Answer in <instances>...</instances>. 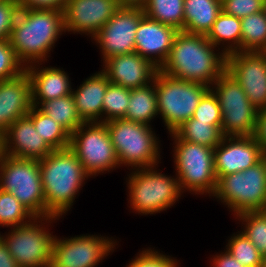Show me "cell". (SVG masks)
I'll use <instances>...</instances> for the list:
<instances>
[{
  "instance_id": "74e56055",
  "label": "cell",
  "mask_w": 266,
  "mask_h": 267,
  "mask_svg": "<svg viewBox=\"0 0 266 267\" xmlns=\"http://www.w3.org/2000/svg\"><path fill=\"white\" fill-rule=\"evenodd\" d=\"M128 267H177V261L149 248L139 253Z\"/></svg>"
},
{
  "instance_id": "603a6c76",
  "label": "cell",
  "mask_w": 266,
  "mask_h": 267,
  "mask_svg": "<svg viewBox=\"0 0 266 267\" xmlns=\"http://www.w3.org/2000/svg\"><path fill=\"white\" fill-rule=\"evenodd\" d=\"M109 83L108 77L101 70L72 91L77 112L84 122H98L99 119L101 122L103 98Z\"/></svg>"
},
{
  "instance_id": "d6a6232c",
  "label": "cell",
  "mask_w": 266,
  "mask_h": 267,
  "mask_svg": "<svg viewBox=\"0 0 266 267\" xmlns=\"http://www.w3.org/2000/svg\"><path fill=\"white\" fill-rule=\"evenodd\" d=\"M34 216L11 193L0 189V225L17 227L28 223ZM28 219V220H26Z\"/></svg>"
},
{
  "instance_id": "6da1fadb",
  "label": "cell",
  "mask_w": 266,
  "mask_h": 267,
  "mask_svg": "<svg viewBox=\"0 0 266 267\" xmlns=\"http://www.w3.org/2000/svg\"><path fill=\"white\" fill-rule=\"evenodd\" d=\"M215 48L204 34L178 31L159 71L175 79L202 83L211 88L226 71L227 55L216 53Z\"/></svg>"
},
{
  "instance_id": "4dcf8cb0",
  "label": "cell",
  "mask_w": 266,
  "mask_h": 267,
  "mask_svg": "<svg viewBox=\"0 0 266 267\" xmlns=\"http://www.w3.org/2000/svg\"><path fill=\"white\" fill-rule=\"evenodd\" d=\"M241 51L266 52V15L264 11L241 18Z\"/></svg>"
},
{
  "instance_id": "484cf974",
  "label": "cell",
  "mask_w": 266,
  "mask_h": 267,
  "mask_svg": "<svg viewBox=\"0 0 266 267\" xmlns=\"http://www.w3.org/2000/svg\"><path fill=\"white\" fill-rule=\"evenodd\" d=\"M241 34V19L221 11L206 37L215 47L226 42L222 52L228 55L241 51Z\"/></svg>"
},
{
  "instance_id": "bcb514c9",
  "label": "cell",
  "mask_w": 266,
  "mask_h": 267,
  "mask_svg": "<svg viewBox=\"0 0 266 267\" xmlns=\"http://www.w3.org/2000/svg\"><path fill=\"white\" fill-rule=\"evenodd\" d=\"M4 140H3V133L0 132V162L4 156Z\"/></svg>"
},
{
  "instance_id": "5bb4252c",
  "label": "cell",
  "mask_w": 266,
  "mask_h": 267,
  "mask_svg": "<svg viewBox=\"0 0 266 267\" xmlns=\"http://www.w3.org/2000/svg\"><path fill=\"white\" fill-rule=\"evenodd\" d=\"M226 72L257 109L266 108V52L238 51L226 56Z\"/></svg>"
},
{
  "instance_id": "681fc988",
  "label": "cell",
  "mask_w": 266,
  "mask_h": 267,
  "mask_svg": "<svg viewBox=\"0 0 266 267\" xmlns=\"http://www.w3.org/2000/svg\"><path fill=\"white\" fill-rule=\"evenodd\" d=\"M262 212L266 215V207H265V209Z\"/></svg>"
},
{
  "instance_id": "7bdbcfd3",
  "label": "cell",
  "mask_w": 266,
  "mask_h": 267,
  "mask_svg": "<svg viewBox=\"0 0 266 267\" xmlns=\"http://www.w3.org/2000/svg\"><path fill=\"white\" fill-rule=\"evenodd\" d=\"M212 262L213 267H244L227 250L223 254L214 256Z\"/></svg>"
},
{
  "instance_id": "60d3db41",
  "label": "cell",
  "mask_w": 266,
  "mask_h": 267,
  "mask_svg": "<svg viewBox=\"0 0 266 267\" xmlns=\"http://www.w3.org/2000/svg\"><path fill=\"white\" fill-rule=\"evenodd\" d=\"M19 8L57 9L63 11L68 0H16Z\"/></svg>"
},
{
  "instance_id": "ffe728a7",
  "label": "cell",
  "mask_w": 266,
  "mask_h": 267,
  "mask_svg": "<svg viewBox=\"0 0 266 267\" xmlns=\"http://www.w3.org/2000/svg\"><path fill=\"white\" fill-rule=\"evenodd\" d=\"M4 154L12 157L42 160L53 149L36 131L33 121L24 116L17 119L3 133Z\"/></svg>"
},
{
  "instance_id": "8fae6325",
  "label": "cell",
  "mask_w": 266,
  "mask_h": 267,
  "mask_svg": "<svg viewBox=\"0 0 266 267\" xmlns=\"http://www.w3.org/2000/svg\"><path fill=\"white\" fill-rule=\"evenodd\" d=\"M53 219L57 217H34L29 223L11 228L5 238L0 235L19 267H50L55 236L46 231L42 221L49 223Z\"/></svg>"
},
{
  "instance_id": "3957f363",
  "label": "cell",
  "mask_w": 266,
  "mask_h": 267,
  "mask_svg": "<svg viewBox=\"0 0 266 267\" xmlns=\"http://www.w3.org/2000/svg\"><path fill=\"white\" fill-rule=\"evenodd\" d=\"M39 165L46 216L59 218L71 209L76 194L89 175L69 147L53 150L44 159L39 160Z\"/></svg>"
},
{
  "instance_id": "4fadbf2b",
  "label": "cell",
  "mask_w": 266,
  "mask_h": 267,
  "mask_svg": "<svg viewBox=\"0 0 266 267\" xmlns=\"http://www.w3.org/2000/svg\"><path fill=\"white\" fill-rule=\"evenodd\" d=\"M64 239L54 238L50 267H95L112 252L116 243L97 235Z\"/></svg>"
},
{
  "instance_id": "f6af8a7d",
  "label": "cell",
  "mask_w": 266,
  "mask_h": 267,
  "mask_svg": "<svg viewBox=\"0 0 266 267\" xmlns=\"http://www.w3.org/2000/svg\"><path fill=\"white\" fill-rule=\"evenodd\" d=\"M148 0H117L120 7H141L143 8Z\"/></svg>"
},
{
  "instance_id": "44dd1931",
  "label": "cell",
  "mask_w": 266,
  "mask_h": 267,
  "mask_svg": "<svg viewBox=\"0 0 266 267\" xmlns=\"http://www.w3.org/2000/svg\"><path fill=\"white\" fill-rule=\"evenodd\" d=\"M31 108V84L26 70L12 79L0 82L1 133L17 119L27 116Z\"/></svg>"
},
{
  "instance_id": "2e32d148",
  "label": "cell",
  "mask_w": 266,
  "mask_h": 267,
  "mask_svg": "<svg viewBox=\"0 0 266 267\" xmlns=\"http://www.w3.org/2000/svg\"><path fill=\"white\" fill-rule=\"evenodd\" d=\"M266 153L253 136H224L214 148L217 180L221 176L242 172L260 162Z\"/></svg>"
},
{
  "instance_id": "cb8c5ba5",
  "label": "cell",
  "mask_w": 266,
  "mask_h": 267,
  "mask_svg": "<svg viewBox=\"0 0 266 267\" xmlns=\"http://www.w3.org/2000/svg\"><path fill=\"white\" fill-rule=\"evenodd\" d=\"M221 11V0H184L183 31L207 35Z\"/></svg>"
},
{
  "instance_id": "4316f807",
  "label": "cell",
  "mask_w": 266,
  "mask_h": 267,
  "mask_svg": "<svg viewBox=\"0 0 266 267\" xmlns=\"http://www.w3.org/2000/svg\"><path fill=\"white\" fill-rule=\"evenodd\" d=\"M27 116L33 121L36 131L53 150L70 146L71 134L38 107L32 106Z\"/></svg>"
},
{
  "instance_id": "e0dca14e",
  "label": "cell",
  "mask_w": 266,
  "mask_h": 267,
  "mask_svg": "<svg viewBox=\"0 0 266 267\" xmlns=\"http://www.w3.org/2000/svg\"><path fill=\"white\" fill-rule=\"evenodd\" d=\"M120 8L117 0H68L63 10L65 32L93 38Z\"/></svg>"
},
{
  "instance_id": "f35d334b",
  "label": "cell",
  "mask_w": 266,
  "mask_h": 267,
  "mask_svg": "<svg viewBox=\"0 0 266 267\" xmlns=\"http://www.w3.org/2000/svg\"><path fill=\"white\" fill-rule=\"evenodd\" d=\"M264 0H223L222 11L237 18H243L262 11Z\"/></svg>"
},
{
  "instance_id": "9a60e30c",
  "label": "cell",
  "mask_w": 266,
  "mask_h": 267,
  "mask_svg": "<svg viewBox=\"0 0 266 267\" xmlns=\"http://www.w3.org/2000/svg\"><path fill=\"white\" fill-rule=\"evenodd\" d=\"M145 16L141 7H120L93 37L103 55V62L113 56L135 52L136 30Z\"/></svg>"
},
{
  "instance_id": "9c48e42d",
  "label": "cell",
  "mask_w": 266,
  "mask_h": 267,
  "mask_svg": "<svg viewBox=\"0 0 266 267\" xmlns=\"http://www.w3.org/2000/svg\"><path fill=\"white\" fill-rule=\"evenodd\" d=\"M153 167L136 168L128 178L131 208L144 215L160 213L181 196L179 180L158 173Z\"/></svg>"
},
{
  "instance_id": "836d02e7",
  "label": "cell",
  "mask_w": 266,
  "mask_h": 267,
  "mask_svg": "<svg viewBox=\"0 0 266 267\" xmlns=\"http://www.w3.org/2000/svg\"><path fill=\"white\" fill-rule=\"evenodd\" d=\"M245 223L242 233L254 244L259 253L266 258V215L262 211L243 212L236 215Z\"/></svg>"
},
{
  "instance_id": "e575fe53",
  "label": "cell",
  "mask_w": 266,
  "mask_h": 267,
  "mask_svg": "<svg viewBox=\"0 0 266 267\" xmlns=\"http://www.w3.org/2000/svg\"><path fill=\"white\" fill-rule=\"evenodd\" d=\"M227 251L244 267H261L264 257L252 242L241 232L228 241Z\"/></svg>"
},
{
  "instance_id": "52a82bcc",
  "label": "cell",
  "mask_w": 266,
  "mask_h": 267,
  "mask_svg": "<svg viewBox=\"0 0 266 267\" xmlns=\"http://www.w3.org/2000/svg\"><path fill=\"white\" fill-rule=\"evenodd\" d=\"M0 189L14 195L34 217L46 216L38 160L4 155L0 162Z\"/></svg>"
},
{
  "instance_id": "30bf717a",
  "label": "cell",
  "mask_w": 266,
  "mask_h": 267,
  "mask_svg": "<svg viewBox=\"0 0 266 267\" xmlns=\"http://www.w3.org/2000/svg\"><path fill=\"white\" fill-rule=\"evenodd\" d=\"M210 88L216 95L222 113L224 136H253L258 111L248 100L241 85L226 71Z\"/></svg>"
},
{
  "instance_id": "b9f144b4",
  "label": "cell",
  "mask_w": 266,
  "mask_h": 267,
  "mask_svg": "<svg viewBox=\"0 0 266 267\" xmlns=\"http://www.w3.org/2000/svg\"><path fill=\"white\" fill-rule=\"evenodd\" d=\"M253 137L266 153V108L258 111Z\"/></svg>"
},
{
  "instance_id": "8d00e7d4",
  "label": "cell",
  "mask_w": 266,
  "mask_h": 267,
  "mask_svg": "<svg viewBox=\"0 0 266 267\" xmlns=\"http://www.w3.org/2000/svg\"><path fill=\"white\" fill-rule=\"evenodd\" d=\"M193 118L198 121L208 122L213 126H221V109L218 99L211 89H209L201 98L194 111Z\"/></svg>"
},
{
  "instance_id": "8992f818",
  "label": "cell",
  "mask_w": 266,
  "mask_h": 267,
  "mask_svg": "<svg viewBox=\"0 0 266 267\" xmlns=\"http://www.w3.org/2000/svg\"><path fill=\"white\" fill-rule=\"evenodd\" d=\"M157 110L169 133L193 117L203 95L210 89L202 83L179 80L161 71L155 74Z\"/></svg>"
},
{
  "instance_id": "ba28073f",
  "label": "cell",
  "mask_w": 266,
  "mask_h": 267,
  "mask_svg": "<svg viewBox=\"0 0 266 267\" xmlns=\"http://www.w3.org/2000/svg\"><path fill=\"white\" fill-rule=\"evenodd\" d=\"M174 163L181 191L213 196L217 187L214 168V149L181 140L174 132ZM211 194V195H210Z\"/></svg>"
},
{
  "instance_id": "ac0fdd59",
  "label": "cell",
  "mask_w": 266,
  "mask_h": 267,
  "mask_svg": "<svg viewBox=\"0 0 266 267\" xmlns=\"http://www.w3.org/2000/svg\"><path fill=\"white\" fill-rule=\"evenodd\" d=\"M103 63L102 71L108 77L109 82L127 89L147 86L153 82L159 70L136 52L116 55L106 59Z\"/></svg>"
},
{
  "instance_id": "7a4b0ae2",
  "label": "cell",
  "mask_w": 266,
  "mask_h": 267,
  "mask_svg": "<svg viewBox=\"0 0 266 267\" xmlns=\"http://www.w3.org/2000/svg\"><path fill=\"white\" fill-rule=\"evenodd\" d=\"M63 31V11L20 8L9 41L18 60L27 67L28 64L47 60V55Z\"/></svg>"
},
{
  "instance_id": "7402d4cb",
  "label": "cell",
  "mask_w": 266,
  "mask_h": 267,
  "mask_svg": "<svg viewBox=\"0 0 266 267\" xmlns=\"http://www.w3.org/2000/svg\"><path fill=\"white\" fill-rule=\"evenodd\" d=\"M35 66L31 64L25 67L31 84L32 106L39 107L44 101L72 94L69 76L64 71L56 67L38 70Z\"/></svg>"
},
{
  "instance_id": "d590c367",
  "label": "cell",
  "mask_w": 266,
  "mask_h": 267,
  "mask_svg": "<svg viewBox=\"0 0 266 267\" xmlns=\"http://www.w3.org/2000/svg\"><path fill=\"white\" fill-rule=\"evenodd\" d=\"M25 71V66L16 57L9 39H0V82L12 79Z\"/></svg>"
},
{
  "instance_id": "ee69618b",
  "label": "cell",
  "mask_w": 266,
  "mask_h": 267,
  "mask_svg": "<svg viewBox=\"0 0 266 267\" xmlns=\"http://www.w3.org/2000/svg\"><path fill=\"white\" fill-rule=\"evenodd\" d=\"M0 267H19L17 262L11 256L6 244L0 238Z\"/></svg>"
},
{
  "instance_id": "f546056e",
  "label": "cell",
  "mask_w": 266,
  "mask_h": 267,
  "mask_svg": "<svg viewBox=\"0 0 266 267\" xmlns=\"http://www.w3.org/2000/svg\"><path fill=\"white\" fill-rule=\"evenodd\" d=\"M143 10L149 19L178 31L184 29V0H148Z\"/></svg>"
},
{
  "instance_id": "d6986e66",
  "label": "cell",
  "mask_w": 266,
  "mask_h": 267,
  "mask_svg": "<svg viewBox=\"0 0 266 267\" xmlns=\"http://www.w3.org/2000/svg\"><path fill=\"white\" fill-rule=\"evenodd\" d=\"M177 33V29L144 16L136 30L135 52L160 69L169 56Z\"/></svg>"
},
{
  "instance_id": "5b68a950",
  "label": "cell",
  "mask_w": 266,
  "mask_h": 267,
  "mask_svg": "<svg viewBox=\"0 0 266 267\" xmlns=\"http://www.w3.org/2000/svg\"><path fill=\"white\" fill-rule=\"evenodd\" d=\"M236 215L266 207V156L248 169L217 180L214 195Z\"/></svg>"
},
{
  "instance_id": "c3c4849f",
  "label": "cell",
  "mask_w": 266,
  "mask_h": 267,
  "mask_svg": "<svg viewBox=\"0 0 266 267\" xmlns=\"http://www.w3.org/2000/svg\"><path fill=\"white\" fill-rule=\"evenodd\" d=\"M261 267H266V258H264V260H263V264H262Z\"/></svg>"
},
{
  "instance_id": "7dc6e473",
  "label": "cell",
  "mask_w": 266,
  "mask_h": 267,
  "mask_svg": "<svg viewBox=\"0 0 266 267\" xmlns=\"http://www.w3.org/2000/svg\"><path fill=\"white\" fill-rule=\"evenodd\" d=\"M263 11H264V13H265V15H266V0H264Z\"/></svg>"
},
{
  "instance_id": "f1b7e54d",
  "label": "cell",
  "mask_w": 266,
  "mask_h": 267,
  "mask_svg": "<svg viewBox=\"0 0 266 267\" xmlns=\"http://www.w3.org/2000/svg\"><path fill=\"white\" fill-rule=\"evenodd\" d=\"M174 133L181 140L197 143L213 149L224 138L221 126H213L208 122L198 121L193 117L179 126Z\"/></svg>"
},
{
  "instance_id": "277c9868",
  "label": "cell",
  "mask_w": 266,
  "mask_h": 267,
  "mask_svg": "<svg viewBox=\"0 0 266 267\" xmlns=\"http://www.w3.org/2000/svg\"><path fill=\"white\" fill-rule=\"evenodd\" d=\"M105 124L120 166L128 165L135 170L137 167H153L159 163V141L150 125L124 118L111 120Z\"/></svg>"
},
{
  "instance_id": "d4e9b609",
  "label": "cell",
  "mask_w": 266,
  "mask_h": 267,
  "mask_svg": "<svg viewBox=\"0 0 266 267\" xmlns=\"http://www.w3.org/2000/svg\"><path fill=\"white\" fill-rule=\"evenodd\" d=\"M158 115L155 77L147 86L131 89L128 109L124 119L150 125V121Z\"/></svg>"
},
{
  "instance_id": "7c38bea8",
  "label": "cell",
  "mask_w": 266,
  "mask_h": 267,
  "mask_svg": "<svg viewBox=\"0 0 266 267\" xmlns=\"http://www.w3.org/2000/svg\"><path fill=\"white\" fill-rule=\"evenodd\" d=\"M69 148L90 177L120 166L105 122H84L71 134Z\"/></svg>"
},
{
  "instance_id": "1f68e13d",
  "label": "cell",
  "mask_w": 266,
  "mask_h": 267,
  "mask_svg": "<svg viewBox=\"0 0 266 267\" xmlns=\"http://www.w3.org/2000/svg\"><path fill=\"white\" fill-rule=\"evenodd\" d=\"M131 89L109 83L102 103L101 122L124 118L128 109ZM106 116H104V115Z\"/></svg>"
},
{
  "instance_id": "83f0119b",
  "label": "cell",
  "mask_w": 266,
  "mask_h": 267,
  "mask_svg": "<svg viewBox=\"0 0 266 267\" xmlns=\"http://www.w3.org/2000/svg\"><path fill=\"white\" fill-rule=\"evenodd\" d=\"M38 108L62 125L70 134L84 123L77 112L72 94L44 101Z\"/></svg>"
},
{
  "instance_id": "ab89813d",
  "label": "cell",
  "mask_w": 266,
  "mask_h": 267,
  "mask_svg": "<svg viewBox=\"0 0 266 267\" xmlns=\"http://www.w3.org/2000/svg\"><path fill=\"white\" fill-rule=\"evenodd\" d=\"M19 9V4L16 0L0 1V39L10 38Z\"/></svg>"
}]
</instances>
